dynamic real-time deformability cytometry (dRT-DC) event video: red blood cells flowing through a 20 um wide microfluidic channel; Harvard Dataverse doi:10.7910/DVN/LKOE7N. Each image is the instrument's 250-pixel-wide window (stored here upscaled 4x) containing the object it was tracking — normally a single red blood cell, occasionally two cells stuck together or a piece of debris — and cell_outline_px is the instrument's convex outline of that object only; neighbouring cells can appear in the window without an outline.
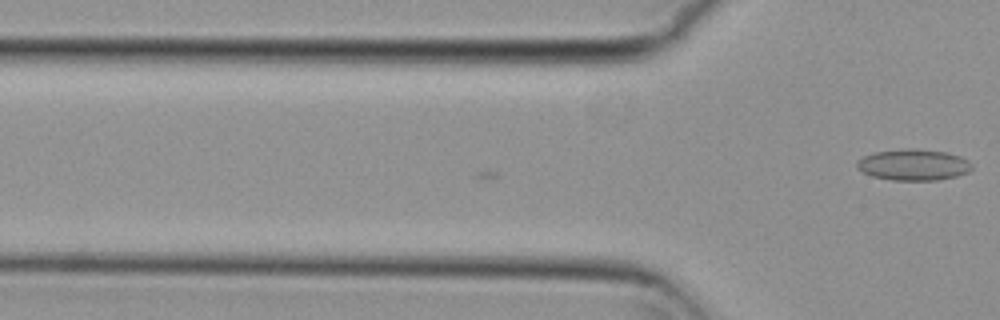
{"species": "common noctule bat (a hibernating species)", "species_latin": "Nyctalus noctula", "temperature_condition": "cold", "stored_images_in_passage": 2, "camera_frame_rate_fps": 3000, "um_per_image_px": 0.085, "animal": {"sex": "female", "body_mass_g": 29.2, "forearm_length_mm": 56.3}, "frame": {"image": 1, "passage_image": 2, "time_ms": 0.333, "image_size_px": [1000, 320], "cell_outline_px": [[972, 168], [968, 172], [956, 176], [936, 180], [892, 180], [872, 176], [856, 168], [856, 160], [864, 156], [876, 152], [908, 148], [916, 148], [948, 152], [960, 156], [968, 160], [972, 164]], "centroid_in_image_um": [77.65, 14.0], "position_along_channel_um": 48.2, "area_um2": 20.98}}